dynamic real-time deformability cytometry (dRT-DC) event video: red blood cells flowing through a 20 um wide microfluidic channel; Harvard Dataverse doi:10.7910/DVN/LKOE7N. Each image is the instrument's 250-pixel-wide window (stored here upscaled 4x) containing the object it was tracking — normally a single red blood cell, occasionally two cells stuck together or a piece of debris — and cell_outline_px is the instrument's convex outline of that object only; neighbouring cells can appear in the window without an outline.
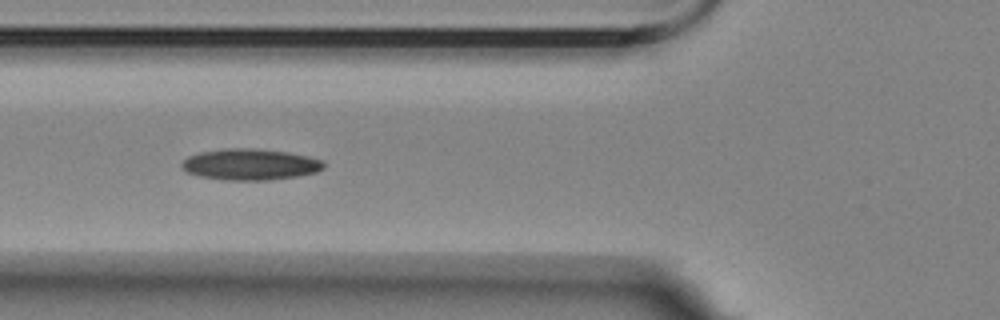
{"species": "Egyptian fruit bat (a non-hibernating species)", "species_latin": "Rousettus aegyptiacus", "temperature_condition": "room temperature", "stored_images_in_passage": 21, "camera_frame_rate_fps": 3000, "um_per_image_px": 0.085, "animal": {"sex": "female"}, "frame": {"image": 1, "passage_image": 7, "time_ms": 2.0, "image_size_px": [1000, 320], "cell_outline_px": [[324, 168], [316, 172], [296, 176], [268, 180], [224, 180], [200, 176], [184, 172], [180, 164], [188, 156], [200, 152], [224, 148], [252, 148], [288, 152], [308, 156], [320, 160], [324, 164]], "centroid_in_image_um": [21.22, 13.97], "position_along_channel_um": 104.6, "area_um2": 25.84}}
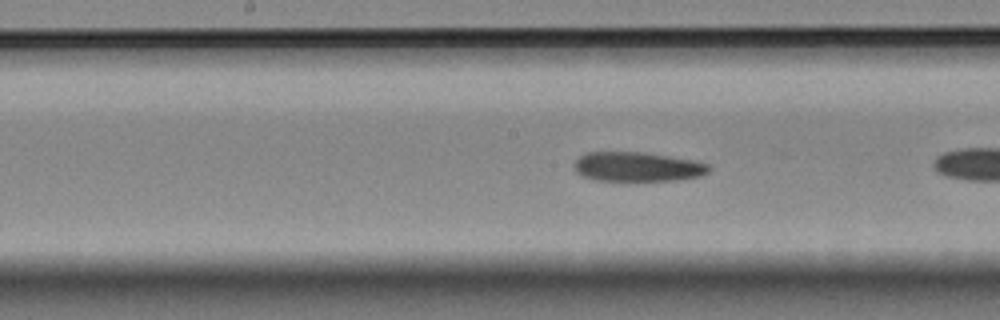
{"frame": {"image": 2, "passage_image": 12, "time_ms": 3.667, "image_size_px": [1000, 320], "cell_outline_px": [[712, 168], [708, 172], [700, 176], [684, 180], [592, 180], [580, 176], [576, 172], [576, 160], [580, 156], [588, 152], [644, 152], [692, 160], [708, 164]], "centroid_in_image_um": [54.2, 14.18], "position_along_channel_um": 194.0, "area_um2": 23.06}}